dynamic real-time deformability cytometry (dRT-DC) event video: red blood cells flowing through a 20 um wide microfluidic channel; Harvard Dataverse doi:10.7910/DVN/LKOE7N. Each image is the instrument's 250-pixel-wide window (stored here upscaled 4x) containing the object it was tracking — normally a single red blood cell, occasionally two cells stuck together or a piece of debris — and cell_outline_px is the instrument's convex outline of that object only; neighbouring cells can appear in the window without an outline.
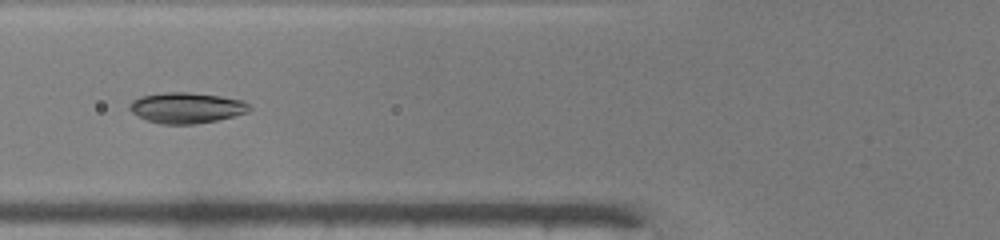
{"species": "common noctule bat (a hibernating species)", "species_latin": "Nyctalus noctula", "temperature_condition": "warm", "stored_images_in_passage": 36, "camera_frame_rate_fps": 3000, "um_per_image_px": 0.085, "animal": {"sex": "male", "body_mass_g": 19.0, "forearm_length_mm": 50.8}, "frame": {"image": 1, "passage_image": 7, "time_ms": 2.0, "image_size_px": [1000, 240], "cell_outline_px": [[252, 108], [248, 112], [216, 120], [196, 124], [160, 124], [148, 120], [132, 112], [128, 108], [128, 104], [132, 100], [140, 96], [164, 92], [188, 92], [220, 96], [244, 100]], "centroid_in_image_um": [15.84, 9.15], "position_along_channel_um": 110.0, "area_um2": 21.44}}
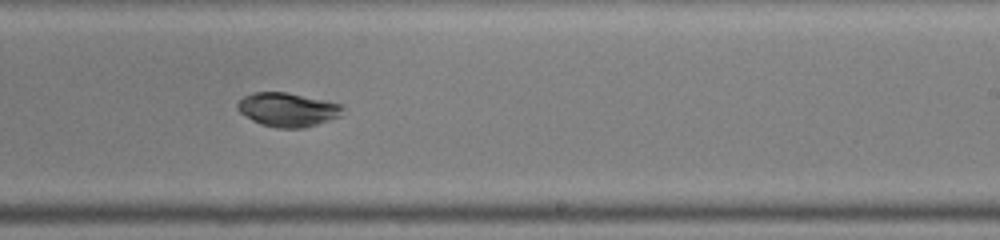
{"frame": {"image": 2, "passage_image": 18, "time_ms": 5.667, "image_size_px": [1000, 240], "cell_outline_px": [[344, 108], [340, 116], [304, 128], [276, 128], [260, 124], [252, 120], [240, 112], [236, 108], [236, 104], [244, 96], [252, 92], [284, 92], [324, 100], [340, 104]], "centroid_in_image_um": [24.41, 9.32], "position_along_channel_um": 264.6, "area_um2": 20.63}}
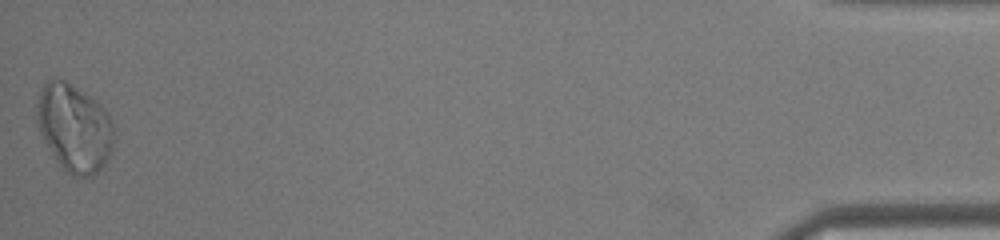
{"frame": {"image": 3, "passage_image": 36, "time_ms": 11.667, "image_size_px": [1000, 240], "cell_outline_px": [[116, 132], [112, 152], [108, 160], [92, 176], [72, 176], [60, 164], [44, 140], [36, 124], [36, 104], [40, 92], [44, 84], [48, 80], [64, 80], [92, 96], [108, 112], [112, 120]], "centroid_in_image_um": [6.35, 10.85], "position_along_channel_um": 428.8, "area_um2": 39.59}, "authors_computed_cell_mechanics": {"area_um2": 21.675, "velocity_mm_per_s": 4.2195, "shape_relaxation_time_tau1_ms": 3.9295, "shape_relaxation_time_tau2_ms": null, "deformation_change_tau1": 0.1073, "deformation_change_tau2": null}}